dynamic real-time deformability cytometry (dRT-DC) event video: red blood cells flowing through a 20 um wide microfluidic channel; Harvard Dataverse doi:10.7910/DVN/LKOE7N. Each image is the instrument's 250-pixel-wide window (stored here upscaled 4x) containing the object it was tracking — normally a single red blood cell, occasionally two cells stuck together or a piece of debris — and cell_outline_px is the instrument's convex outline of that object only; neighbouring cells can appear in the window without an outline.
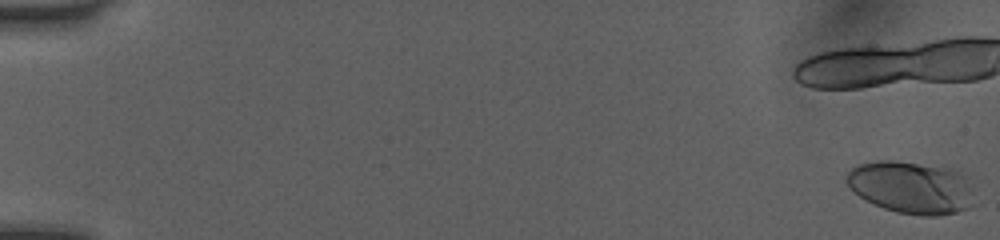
{"species": "human", "species_latin": "Homo sapiens", "temperature_condition": "room temperature", "stored_images_in_passage": 42, "camera_frame_rate_fps": 3000, "um_per_image_px": 0.085, "donor": {"sex": "female"}, "frame": {"image": 1, "passage_image": 1, "time_ms": 0.0, "image_size_px": [1000, 240], "cell_outline_px": [[972, 204], [968, 208], [956, 212], [936, 216], [924, 216], [896, 212], [884, 208], [860, 196], [844, 180], [844, 176], [856, 164], [876, 160], [892, 160], [944, 164], [968, 176], [972, 188]], "centroid_in_image_um": [77.5, 15.88], "position_along_channel_um": 7.5, "area_um2": 39.82}}